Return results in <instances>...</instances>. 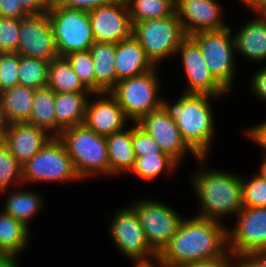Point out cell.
I'll return each instance as SVG.
<instances>
[{"instance_id":"1","label":"cell","mask_w":266,"mask_h":267,"mask_svg":"<svg viewBox=\"0 0 266 267\" xmlns=\"http://www.w3.org/2000/svg\"><path fill=\"white\" fill-rule=\"evenodd\" d=\"M224 228L220 221L198 216L182 219L177 232L158 255L157 263L165 267H181L224 256L228 252V230Z\"/></svg>"},{"instance_id":"2","label":"cell","mask_w":266,"mask_h":267,"mask_svg":"<svg viewBox=\"0 0 266 267\" xmlns=\"http://www.w3.org/2000/svg\"><path fill=\"white\" fill-rule=\"evenodd\" d=\"M211 94L183 93L175 104L161 101V108L176 122L186 144L199 156L205 157L213 135Z\"/></svg>"},{"instance_id":"3","label":"cell","mask_w":266,"mask_h":267,"mask_svg":"<svg viewBox=\"0 0 266 267\" xmlns=\"http://www.w3.org/2000/svg\"><path fill=\"white\" fill-rule=\"evenodd\" d=\"M195 176L193 187L201 201L198 217L219 221L220 216L228 213L237 215L244 208L239 176L218 170L202 171Z\"/></svg>"},{"instance_id":"4","label":"cell","mask_w":266,"mask_h":267,"mask_svg":"<svg viewBox=\"0 0 266 267\" xmlns=\"http://www.w3.org/2000/svg\"><path fill=\"white\" fill-rule=\"evenodd\" d=\"M58 138L65 145L81 179L95 172L110 174L106 136L81 124L64 129Z\"/></svg>"},{"instance_id":"5","label":"cell","mask_w":266,"mask_h":267,"mask_svg":"<svg viewBox=\"0 0 266 267\" xmlns=\"http://www.w3.org/2000/svg\"><path fill=\"white\" fill-rule=\"evenodd\" d=\"M47 14L59 57L88 51L95 43L88 12L62 7L54 2L49 4Z\"/></svg>"},{"instance_id":"6","label":"cell","mask_w":266,"mask_h":267,"mask_svg":"<svg viewBox=\"0 0 266 267\" xmlns=\"http://www.w3.org/2000/svg\"><path fill=\"white\" fill-rule=\"evenodd\" d=\"M133 36L156 66L163 58L174 55L187 37L176 14L133 24Z\"/></svg>"},{"instance_id":"7","label":"cell","mask_w":266,"mask_h":267,"mask_svg":"<svg viewBox=\"0 0 266 267\" xmlns=\"http://www.w3.org/2000/svg\"><path fill=\"white\" fill-rule=\"evenodd\" d=\"M155 69L119 80L109 92L123 109L127 119L137 123L144 115L161 108Z\"/></svg>"},{"instance_id":"8","label":"cell","mask_w":266,"mask_h":267,"mask_svg":"<svg viewBox=\"0 0 266 267\" xmlns=\"http://www.w3.org/2000/svg\"><path fill=\"white\" fill-rule=\"evenodd\" d=\"M78 180L72 159L58 137H52L30 160L22 165V180Z\"/></svg>"},{"instance_id":"9","label":"cell","mask_w":266,"mask_h":267,"mask_svg":"<svg viewBox=\"0 0 266 267\" xmlns=\"http://www.w3.org/2000/svg\"><path fill=\"white\" fill-rule=\"evenodd\" d=\"M230 33L231 28L226 27L191 36L198 43L210 73L227 91L233 83L235 68V45Z\"/></svg>"},{"instance_id":"10","label":"cell","mask_w":266,"mask_h":267,"mask_svg":"<svg viewBox=\"0 0 266 267\" xmlns=\"http://www.w3.org/2000/svg\"><path fill=\"white\" fill-rule=\"evenodd\" d=\"M132 208L137 213L150 247L159 255L177 232L182 217L171 207L154 200H141Z\"/></svg>"},{"instance_id":"11","label":"cell","mask_w":266,"mask_h":267,"mask_svg":"<svg viewBox=\"0 0 266 267\" xmlns=\"http://www.w3.org/2000/svg\"><path fill=\"white\" fill-rule=\"evenodd\" d=\"M111 223L112 241L126 257L136 262V265L151 264L148 255L156 258L157 262L158 254L150 247L137 213L132 207L117 211Z\"/></svg>"},{"instance_id":"12","label":"cell","mask_w":266,"mask_h":267,"mask_svg":"<svg viewBox=\"0 0 266 267\" xmlns=\"http://www.w3.org/2000/svg\"><path fill=\"white\" fill-rule=\"evenodd\" d=\"M237 216L236 227L227 233V250L234 257L266 252V207H244Z\"/></svg>"},{"instance_id":"13","label":"cell","mask_w":266,"mask_h":267,"mask_svg":"<svg viewBox=\"0 0 266 267\" xmlns=\"http://www.w3.org/2000/svg\"><path fill=\"white\" fill-rule=\"evenodd\" d=\"M16 53L48 62L59 57L47 13L29 15L20 19L19 43Z\"/></svg>"},{"instance_id":"14","label":"cell","mask_w":266,"mask_h":267,"mask_svg":"<svg viewBox=\"0 0 266 267\" xmlns=\"http://www.w3.org/2000/svg\"><path fill=\"white\" fill-rule=\"evenodd\" d=\"M95 42H112L129 38L133 25L126 0H113L89 12Z\"/></svg>"},{"instance_id":"15","label":"cell","mask_w":266,"mask_h":267,"mask_svg":"<svg viewBox=\"0 0 266 267\" xmlns=\"http://www.w3.org/2000/svg\"><path fill=\"white\" fill-rule=\"evenodd\" d=\"M147 134L158 143L162 152L168 154L177 163L189 150L197 160L203 161L183 140L176 122L162 109L144 115L137 123Z\"/></svg>"},{"instance_id":"16","label":"cell","mask_w":266,"mask_h":267,"mask_svg":"<svg viewBox=\"0 0 266 267\" xmlns=\"http://www.w3.org/2000/svg\"><path fill=\"white\" fill-rule=\"evenodd\" d=\"M179 52L189 83L184 93L211 94L216 97L226 93L227 90L210 73L198 43L191 36L183 40L177 50Z\"/></svg>"},{"instance_id":"17","label":"cell","mask_w":266,"mask_h":267,"mask_svg":"<svg viewBox=\"0 0 266 267\" xmlns=\"http://www.w3.org/2000/svg\"><path fill=\"white\" fill-rule=\"evenodd\" d=\"M175 12L187 36L227 27L215 0H175Z\"/></svg>"},{"instance_id":"18","label":"cell","mask_w":266,"mask_h":267,"mask_svg":"<svg viewBox=\"0 0 266 267\" xmlns=\"http://www.w3.org/2000/svg\"><path fill=\"white\" fill-rule=\"evenodd\" d=\"M0 138L23 165L45 146L52 135L28 122H17L4 125L0 129Z\"/></svg>"},{"instance_id":"19","label":"cell","mask_w":266,"mask_h":267,"mask_svg":"<svg viewBox=\"0 0 266 267\" xmlns=\"http://www.w3.org/2000/svg\"><path fill=\"white\" fill-rule=\"evenodd\" d=\"M100 95H104L103 98L94 103H89L88 98L83 124L103 136L123 130L127 119L123 109L110 93H99L98 96Z\"/></svg>"},{"instance_id":"20","label":"cell","mask_w":266,"mask_h":267,"mask_svg":"<svg viewBox=\"0 0 266 267\" xmlns=\"http://www.w3.org/2000/svg\"><path fill=\"white\" fill-rule=\"evenodd\" d=\"M155 68L133 34L116 43L115 72L118 80L135 77Z\"/></svg>"},{"instance_id":"21","label":"cell","mask_w":266,"mask_h":267,"mask_svg":"<svg viewBox=\"0 0 266 267\" xmlns=\"http://www.w3.org/2000/svg\"><path fill=\"white\" fill-rule=\"evenodd\" d=\"M35 90L15 86L0 93V115L2 124L28 122L33 109Z\"/></svg>"},{"instance_id":"22","label":"cell","mask_w":266,"mask_h":267,"mask_svg":"<svg viewBox=\"0 0 266 267\" xmlns=\"http://www.w3.org/2000/svg\"><path fill=\"white\" fill-rule=\"evenodd\" d=\"M89 51L94 63L95 94L109 93L119 81L115 72L116 43L95 42Z\"/></svg>"},{"instance_id":"23","label":"cell","mask_w":266,"mask_h":267,"mask_svg":"<svg viewBox=\"0 0 266 267\" xmlns=\"http://www.w3.org/2000/svg\"><path fill=\"white\" fill-rule=\"evenodd\" d=\"M238 34H234L235 51L252 60L266 59V16L249 21Z\"/></svg>"},{"instance_id":"24","label":"cell","mask_w":266,"mask_h":267,"mask_svg":"<svg viewBox=\"0 0 266 267\" xmlns=\"http://www.w3.org/2000/svg\"><path fill=\"white\" fill-rule=\"evenodd\" d=\"M88 94L91 95V93H55L57 137L64 129L83 124Z\"/></svg>"},{"instance_id":"25","label":"cell","mask_w":266,"mask_h":267,"mask_svg":"<svg viewBox=\"0 0 266 267\" xmlns=\"http://www.w3.org/2000/svg\"><path fill=\"white\" fill-rule=\"evenodd\" d=\"M110 174L131 172L135 164L132 148V127L106 136Z\"/></svg>"},{"instance_id":"26","label":"cell","mask_w":266,"mask_h":267,"mask_svg":"<svg viewBox=\"0 0 266 267\" xmlns=\"http://www.w3.org/2000/svg\"><path fill=\"white\" fill-rule=\"evenodd\" d=\"M46 86L55 93H90L83 86L66 57H57L50 62Z\"/></svg>"},{"instance_id":"27","label":"cell","mask_w":266,"mask_h":267,"mask_svg":"<svg viewBox=\"0 0 266 267\" xmlns=\"http://www.w3.org/2000/svg\"><path fill=\"white\" fill-rule=\"evenodd\" d=\"M54 105L55 92L51 88L46 86L36 89L28 123L45 130L47 133H50L48 131H55L50 135L57 137V118Z\"/></svg>"},{"instance_id":"28","label":"cell","mask_w":266,"mask_h":267,"mask_svg":"<svg viewBox=\"0 0 266 267\" xmlns=\"http://www.w3.org/2000/svg\"><path fill=\"white\" fill-rule=\"evenodd\" d=\"M29 227L9 216L0 214V254L18 255L27 245Z\"/></svg>"},{"instance_id":"29","label":"cell","mask_w":266,"mask_h":267,"mask_svg":"<svg viewBox=\"0 0 266 267\" xmlns=\"http://www.w3.org/2000/svg\"><path fill=\"white\" fill-rule=\"evenodd\" d=\"M132 25L175 13V0H126Z\"/></svg>"},{"instance_id":"30","label":"cell","mask_w":266,"mask_h":267,"mask_svg":"<svg viewBox=\"0 0 266 267\" xmlns=\"http://www.w3.org/2000/svg\"><path fill=\"white\" fill-rule=\"evenodd\" d=\"M4 212L28 227V221L37 214L42 201L36 193L15 191L6 200Z\"/></svg>"},{"instance_id":"31","label":"cell","mask_w":266,"mask_h":267,"mask_svg":"<svg viewBox=\"0 0 266 267\" xmlns=\"http://www.w3.org/2000/svg\"><path fill=\"white\" fill-rule=\"evenodd\" d=\"M50 62L20 55L19 85L31 89L46 87Z\"/></svg>"},{"instance_id":"32","label":"cell","mask_w":266,"mask_h":267,"mask_svg":"<svg viewBox=\"0 0 266 267\" xmlns=\"http://www.w3.org/2000/svg\"><path fill=\"white\" fill-rule=\"evenodd\" d=\"M177 164L168 154H147L135 157V164L131 172L144 180H153L167 168L168 171H172Z\"/></svg>"},{"instance_id":"33","label":"cell","mask_w":266,"mask_h":267,"mask_svg":"<svg viewBox=\"0 0 266 267\" xmlns=\"http://www.w3.org/2000/svg\"><path fill=\"white\" fill-rule=\"evenodd\" d=\"M70 62L75 74L83 86L92 94H95V73L91 52H72L65 56Z\"/></svg>"},{"instance_id":"34","label":"cell","mask_w":266,"mask_h":267,"mask_svg":"<svg viewBox=\"0 0 266 267\" xmlns=\"http://www.w3.org/2000/svg\"><path fill=\"white\" fill-rule=\"evenodd\" d=\"M15 178L22 182V165L0 138V191L6 190L12 180L15 181Z\"/></svg>"},{"instance_id":"35","label":"cell","mask_w":266,"mask_h":267,"mask_svg":"<svg viewBox=\"0 0 266 267\" xmlns=\"http://www.w3.org/2000/svg\"><path fill=\"white\" fill-rule=\"evenodd\" d=\"M241 188L244 207H266V181L260 174L247 182L241 178Z\"/></svg>"},{"instance_id":"36","label":"cell","mask_w":266,"mask_h":267,"mask_svg":"<svg viewBox=\"0 0 266 267\" xmlns=\"http://www.w3.org/2000/svg\"><path fill=\"white\" fill-rule=\"evenodd\" d=\"M20 55L0 53V93L19 85Z\"/></svg>"},{"instance_id":"37","label":"cell","mask_w":266,"mask_h":267,"mask_svg":"<svg viewBox=\"0 0 266 267\" xmlns=\"http://www.w3.org/2000/svg\"><path fill=\"white\" fill-rule=\"evenodd\" d=\"M20 19L0 17V53H16L19 43Z\"/></svg>"},{"instance_id":"38","label":"cell","mask_w":266,"mask_h":267,"mask_svg":"<svg viewBox=\"0 0 266 267\" xmlns=\"http://www.w3.org/2000/svg\"><path fill=\"white\" fill-rule=\"evenodd\" d=\"M132 148L135 157L147 154H166L161 151L158 143L153 137L147 134L137 124L132 127Z\"/></svg>"},{"instance_id":"39","label":"cell","mask_w":266,"mask_h":267,"mask_svg":"<svg viewBox=\"0 0 266 267\" xmlns=\"http://www.w3.org/2000/svg\"><path fill=\"white\" fill-rule=\"evenodd\" d=\"M28 16L18 0H0V17L22 19Z\"/></svg>"},{"instance_id":"40","label":"cell","mask_w":266,"mask_h":267,"mask_svg":"<svg viewBox=\"0 0 266 267\" xmlns=\"http://www.w3.org/2000/svg\"><path fill=\"white\" fill-rule=\"evenodd\" d=\"M113 0H58L56 3L62 7L81 9L89 12L92 9L109 4Z\"/></svg>"},{"instance_id":"41","label":"cell","mask_w":266,"mask_h":267,"mask_svg":"<svg viewBox=\"0 0 266 267\" xmlns=\"http://www.w3.org/2000/svg\"><path fill=\"white\" fill-rule=\"evenodd\" d=\"M238 267H266V252L235 256Z\"/></svg>"},{"instance_id":"42","label":"cell","mask_w":266,"mask_h":267,"mask_svg":"<svg viewBox=\"0 0 266 267\" xmlns=\"http://www.w3.org/2000/svg\"><path fill=\"white\" fill-rule=\"evenodd\" d=\"M23 9L29 15L46 14L49 10V2L47 0H18Z\"/></svg>"},{"instance_id":"43","label":"cell","mask_w":266,"mask_h":267,"mask_svg":"<svg viewBox=\"0 0 266 267\" xmlns=\"http://www.w3.org/2000/svg\"><path fill=\"white\" fill-rule=\"evenodd\" d=\"M228 257H233V255L229 252V253H226L222 257H218V258L206 260V261L194 262V263L183 265L181 267H231V264H229L230 261H228ZM233 267H238V265L236 264L235 266L234 264Z\"/></svg>"},{"instance_id":"44","label":"cell","mask_w":266,"mask_h":267,"mask_svg":"<svg viewBox=\"0 0 266 267\" xmlns=\"http://www.w3.org/2000/svg\"><path fill=\"white\" fill-rule=\"evenodd\" d=\"M252 90L260 98L266 100V67L254 74L251 82Z\"/></svg>"},{"instance_id":"45","label":"cell","mask_w":266,"mask_h":267,"mask_svg":"<svg viewBox=\"0 0 266 267\" xmlns=\"http://www.w3.org/2000/svg\"><path fill=\"white\" fill-rule=\"evenodd\" d=\"M248 135L266 150V122L252 127Z\"/></svg>"},{"instance_id":"46","label":"cell","mask_w":266,"mask_h":267,"mask_svg":"<svg viewBox=\"0 0 266 267\" xmlns=\"http://www.w3.org/2000/svg\"><path fill=\"white\" fill-rule=\"evenodd\" d=\"M245 4L259 12V15H266V0H248Z\"/></svg>"},{"instance_id":"47","label":"cell","mask_w":266,"mask_h":267,"mask_svg":"<svg viewBox=\"0 0 266 267\" xmlns=\"http://www.w3.org/2000/svg\"><path fill=\"white\" fill-rule=\"evenodd\" d=\"M15 258L13 254H0V267H18Z\"/></svg>"},{"instance_id":"48","label":"cell","mask_w":266,"mask_h":267,"mask_svg":"<svg viewBox=\"0 0 266 267\" xmlns=\"http://www.w3.org/2000/svg\"><path fill=\"white\" fill-rule=\"evenodd\" d=\"M265 158L263 159V162L261 163V167H260V175L264 178V180L266 181V156H264Z\"/></svg>"},{"instance_id":"49","label":"cell","mask_w":266,"mask_h":267,"mask_svg":"<svg viewBox=\"0 0 266 267\" xmlns=\"http://www.w3.org/2000/svg\"><path fill=\"white\" fill-rule=\"evenodd\" d=\"M136 267H154V265L152 263L151 264H138L136 265ZM160 267H165V266L160 265Z\"/></svg>"},{"instance_id":"50","label":"cell","mask_w":266,"mask_h":267,"mask_svg":"<svg viewBox=\"0 0 266 267\" xmlns=\"http://www.w3.org/2000/svg\"><path fill=\"white\" fill-rule=\"evenodd\" d=\"M3 127V124H2V118H1V115H0V129Z\"/></svg>"},{"instance_id":"51","label":"cell","mask_w":266,"mask_h":267,"mask_svg":"<svg viewBox=\"0 0 266 267\" xmlns=\"http://www.w3.org/2000/svg\"><path fill=\"white\" fill-rule=\"evenodd\" d=\"M49 3L57 2L58 0H47Z\"/></svg>"}]
</instances>
